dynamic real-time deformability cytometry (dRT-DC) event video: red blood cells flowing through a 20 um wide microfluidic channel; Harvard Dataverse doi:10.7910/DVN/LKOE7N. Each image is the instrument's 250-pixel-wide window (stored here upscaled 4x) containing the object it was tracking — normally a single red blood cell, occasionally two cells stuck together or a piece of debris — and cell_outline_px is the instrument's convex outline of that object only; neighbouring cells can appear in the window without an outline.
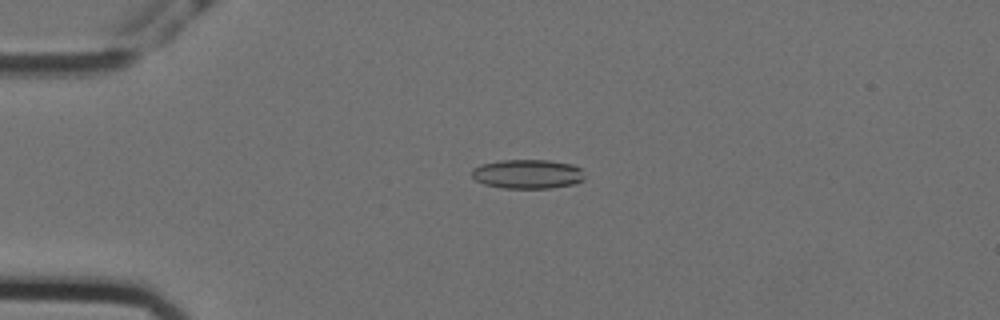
{"species": "Egyptian fruit bat (a non-hibernating species)", "species_latin": "Rousettus aegyptiacus", "temperature_condition": "cold", "stored_images_in_passage": 49, "camera_frame_rate_fps": 3000, "um_per_image_px": 0.085, "animal": {"sex": "female"}, "frame": {"image": 1, "passage_image": 6, "time_ms": 1.667, "image_size_px": [1000, 320], "cell_outline_px": [[584, 180], [576, 184], [552, 188], [504, 188], [484, 184], [476, 180], [472, 176], [472, 168], [480, 164], [500, 160], [548, 160], [572, 164], [580, 168], [584, 176]], "centroid_in_image_um": [44.85, 14.79], "position_along_channel_um": 40.1, "area_um2": 19.36}}
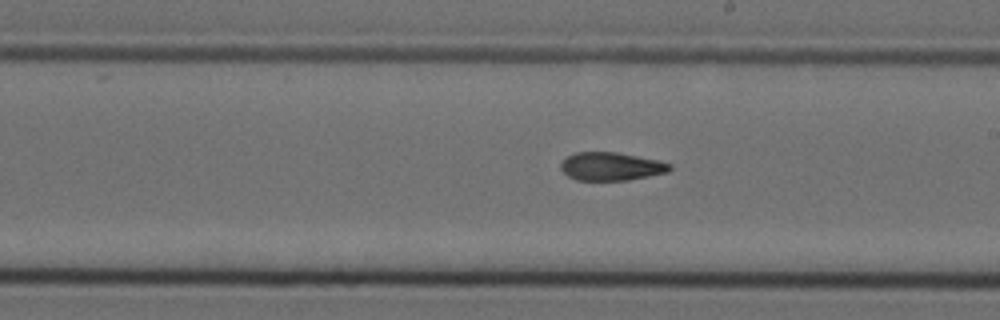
{"frame": {"image": 2, "passage_image": 25, "time_ms": 8.0, "image_size_px": [1000, 320], "cell_outline_px": [[672, 168], [668, 172], [628, 180], [576, 180], [568, 176], [560, 168], [560, 164], [568, 156], [576, 152], [616, 152], [656, 160], [672, 164]], "centroid_in_image_um": [51.94, 14.15], "position_along_channel_um": 237.1, "area_um2": 17.74}}
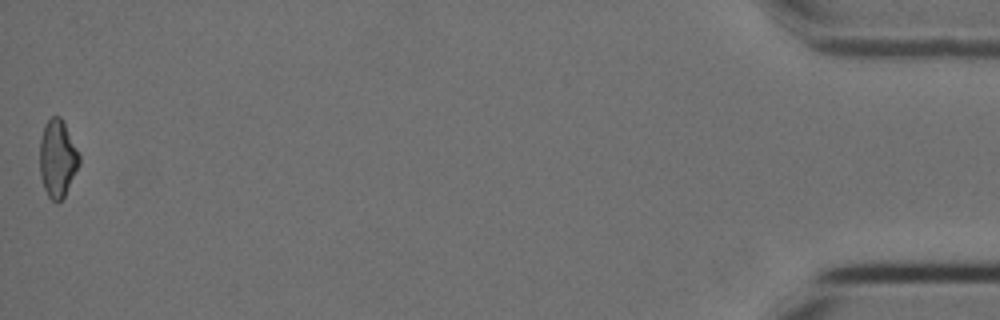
{"frame": {"image": 3, "passage_image": 49, "time_ms": 16.0, "image_size_px": [1000, 320], "cell_outline_px": [[80, 164], [64, 196], [56, 204], [48, 196], [44, 188], [40, 176], [40, 140], [44, 124], [52, 116], [60, 116], [80, 156]], "centroid_in_image_um": [4.87, 13.49], "position_along_channel_um": 430.3, "area_um2": 17.63}, "authors_computed_cell_mechanics": {"area_um2": 18.4382, "velocity_mm_per_s": 3.5807, "shape_relaxation_time_tau1_ms": 7.2681, "shape_relaxation_time_tau2_ms": 3.7197, "deformation_change_tau1": 0.1738, "deformation_change_tau2": 0.1169}}